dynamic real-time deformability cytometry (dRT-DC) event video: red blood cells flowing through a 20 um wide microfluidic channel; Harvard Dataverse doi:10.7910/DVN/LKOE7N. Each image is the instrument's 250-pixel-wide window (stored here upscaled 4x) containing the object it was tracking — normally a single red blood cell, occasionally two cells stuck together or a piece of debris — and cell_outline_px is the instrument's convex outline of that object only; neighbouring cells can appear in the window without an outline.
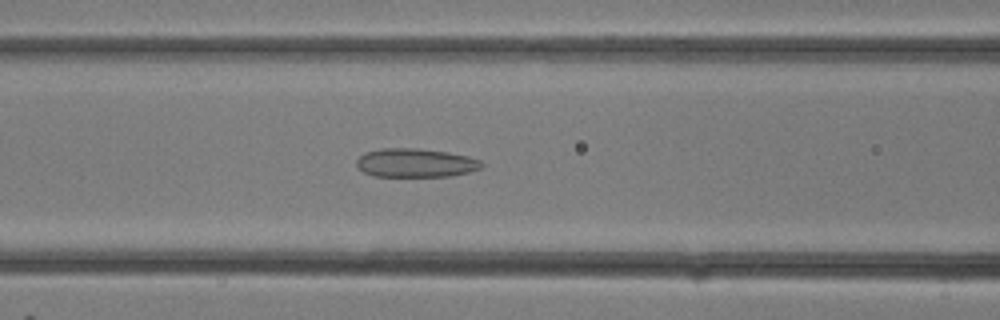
{"species": "common noctule bat (a hibernating species)", "species_latin": "Nyctalus noctula", "temperature_condition": "room temperature", "stored_images_in_passage": 33, "camera_frame_rate_fps": 3000, "um_per_image_px": 0.085, "animal": {"sex": "female"}, "frame": {"image": 1, "passage_image": 13, "time_ms": 4.0, "image_size_px": [1000, 320], "cell_outline_px": [[484, 164], [480, 168], [468, 172], [452, 176], [372, 176], [364, 172], [356, 164], [356, 160], [364, 152], [380, 148], [420, 148], [448, 152], [468, 156], [480, 160]], "centroid_in_image_um": [35.31, 13.83], "position_along_channel_um": 131.3, "area_um2": 21.04}}
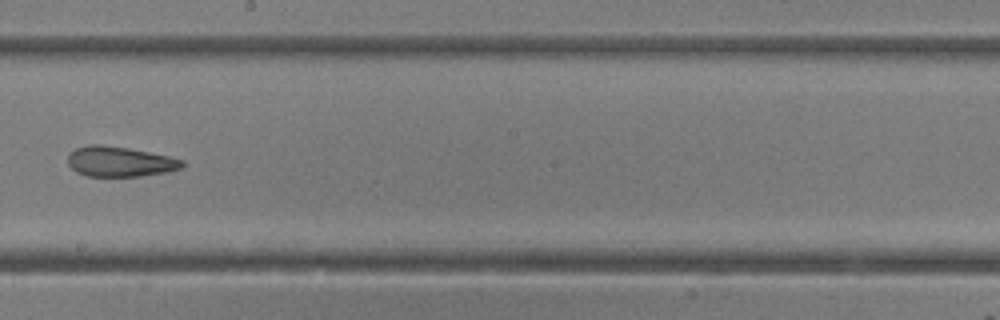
{"frame": {"image": 2, "passage_image": 18, "time_ms": 5.667, "image_size_px": [1000, 320], "cell_outline_px": [[184, 164], [180, 168], [168, 172], [140, 176], [88, 176], [76, 172], [68, 164], [68, 156], [76, 148], [88, 144], [100, 144], [128, 148], [168, 156], [184, 160]], "centroid_in_image_um": [10.18, 13.73], "position_along_channel_um": 238.0, "area_um2": 20.0}}
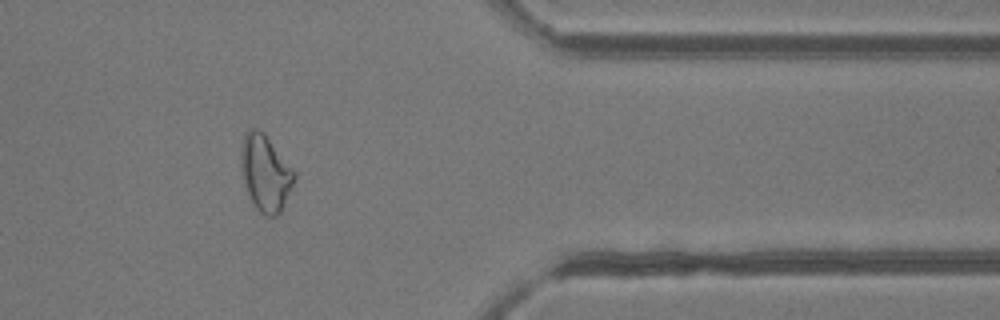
{"frame": {"image": 3, "passage_image": 26, "time_ms": 8.333, "image_size_px": [1000, 320], "cell_outline_px": [[296, 176], [280, 212], [276, 216], [264, 216], [256, 208], [248, 192], [244, 180], [240, 164], [240, 152], [244, 136], [248, 128], [256, 128], [264, 132], [296, 172]], "centroid_in_image_um": [22.55, 14.67], "position_along_channel_um": 388.8, "area_um2": 23.47}}